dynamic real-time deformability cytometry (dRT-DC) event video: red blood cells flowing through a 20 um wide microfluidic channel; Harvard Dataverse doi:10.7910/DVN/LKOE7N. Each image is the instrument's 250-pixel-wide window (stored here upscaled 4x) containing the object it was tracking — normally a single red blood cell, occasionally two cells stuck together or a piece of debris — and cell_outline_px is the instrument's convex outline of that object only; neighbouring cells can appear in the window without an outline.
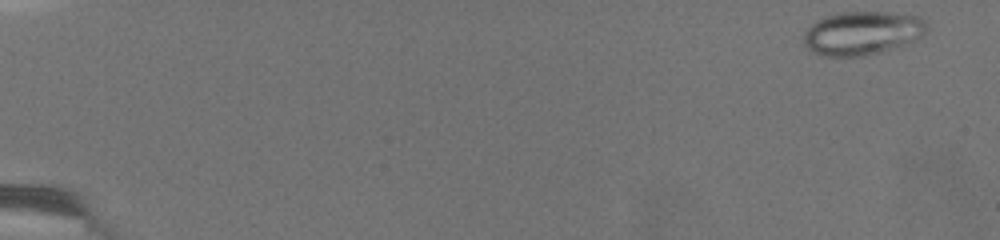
{"species": "common noctule bat (a hibernating species)", "species_latin": "Nyctalus noctula", "temperature_condition": "warm", "stored_images_in_passage": 59, "camera_frame_rate_fps": 3000, "um_per_image_px": 0.085, "animal": {"sex": "female", "body_mass_g": 19.5, "forearm_length_mm": 54.1}, "frame": {"image": 1, "passage_image": 1, "time_ms": 0.0, "image_size_px": [1000, 240], "cell_outline_px": [[928, 28], [916, 40], [908, 44], [880, 52], [864, 56], [824, 56], [812, 52], [804, 44], [804, 32], [812, 24], [828, 16], [840, 12], [888, 12], [916, 16], [924, 20], [928, 24]], "centroid_in_image_um": [73.31, 2.82], "position_along_channel_um": 11.7, "area_um2": 31.15}}
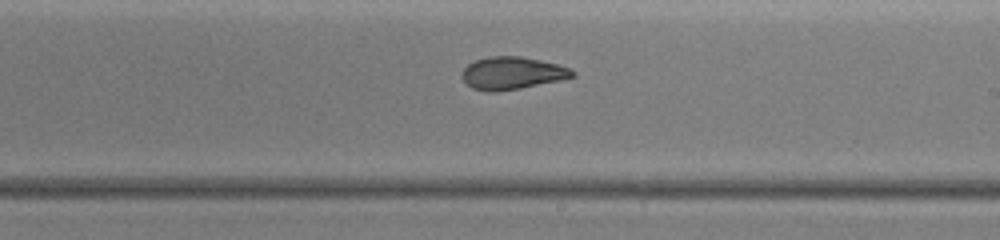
{"frame": {"image": 2, "passage_image": 46, "time_ms": 10.0, "image_size_px": [1000, 240], "cell_outline_px": [[576, 76], [560, 80], [520, 88], [496, 92], [488, 92], [472, 88], [460, 76], [464, 68], [468, 64], [476, 60], [488, 56], [520, 56], [556, 64], [568, 68], [576, 72]], "centroid_in_image_um": [43.51, 6.22], "position_along_channel_um": 245.5, "area_um2": 20.81}}
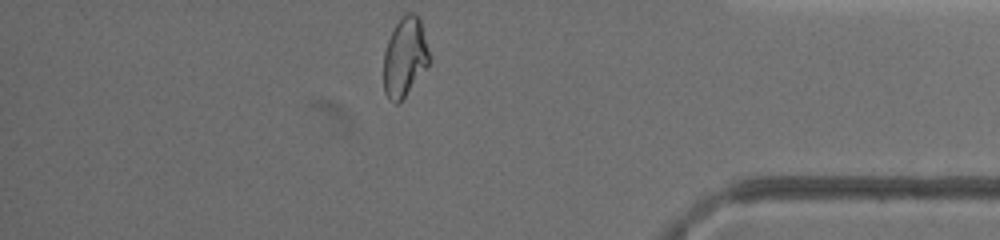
{"frame": {"image": 3, "passage_image": 59, "time_ms": 14.333, "image_size_px": [1000, 240], "cell_outline_px": [[428, 64], [404, 96], [396, 104], [388, 100], [384, 92], [384, 52], [388, 40], [400, 16], [404, 12], [412, 12], [420, 20], [428, 52]], "centroid_in_image_um": [34.36, 4.84], "position_along_channel_um": 400.8, "area_um2": 20.46}, "authors_computed_cell_mechanics": {"area_um2": 26.5302, "velocity_mm_per_s": 4.1483, "shape_relaxation_time_tau1_ms": null, "shape_relaxation_time_tau2_ms": 1.1941, "deformation_change_tau1": null, "deformation_change_tau2": 0.0658}}